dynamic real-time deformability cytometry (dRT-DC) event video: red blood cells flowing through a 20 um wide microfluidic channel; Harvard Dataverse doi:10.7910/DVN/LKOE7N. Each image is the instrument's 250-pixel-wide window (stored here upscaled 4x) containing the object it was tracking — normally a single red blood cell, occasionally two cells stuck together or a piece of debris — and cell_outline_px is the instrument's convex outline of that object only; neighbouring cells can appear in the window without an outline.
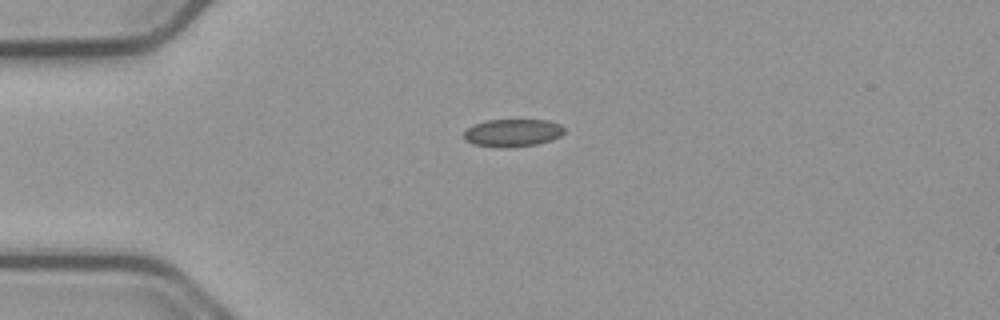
{"species": "common noctule bat (a hibernating species)", "species_latin": "Nyctalus noctula", "temperature_condition": "cold", "stored_images_in_passage": 29, "camera_frame_rate_fps": 3000, "um_per_image_px": 0.085, "animal": {"sex": "male", "body_mass_g": 23.1, "forearm_length_mm": 52.7}, "frame": {"image": 1, "passage_image": 1, "time_ms": 0.0, "image_size_px": [1000, 320], "cell_outline_px": [[564, 132], [560, 136], [552, 140], [536, 144], [508, 148], [496, 148], [472, 144], [464, 140], [464, 132], [468, 128], [476, 124], [488, 120], [548, 120], [560, 124], [564, 128]], "centroid_in_image_um": [43.57, 11.31], "position_along_channel_um": 41.4, "area_um2": 16.3}}
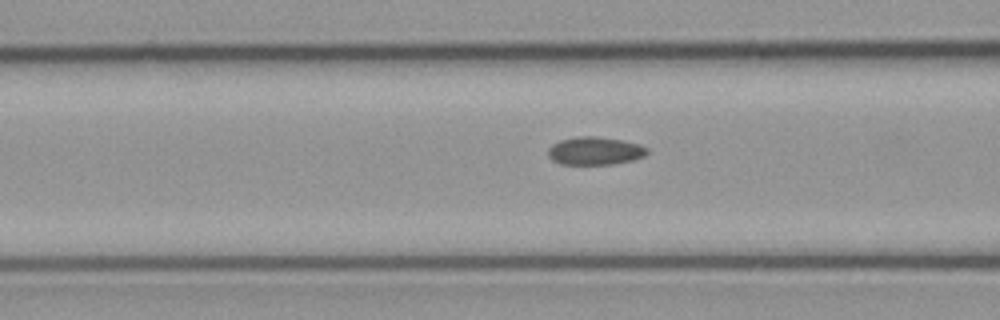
{"frame": {"image": 2, "passage_image": 9, "time_ms": 2.667, "image_size_px": [1000, 320], "cell_outline_px": [[648, 152], [644, 156], [632, 160], [612, 164], [560, 164], [552, 160], [548, 156], [548, 148], [552, 144], [560, 140], [576, 136], [596, 136], [620, 140], [640, 144], [648, 148]], "centroid_in_image_um": [50.55, 12.82], "position_along_channel_um": 116.1, "area_um2": 16.18}}
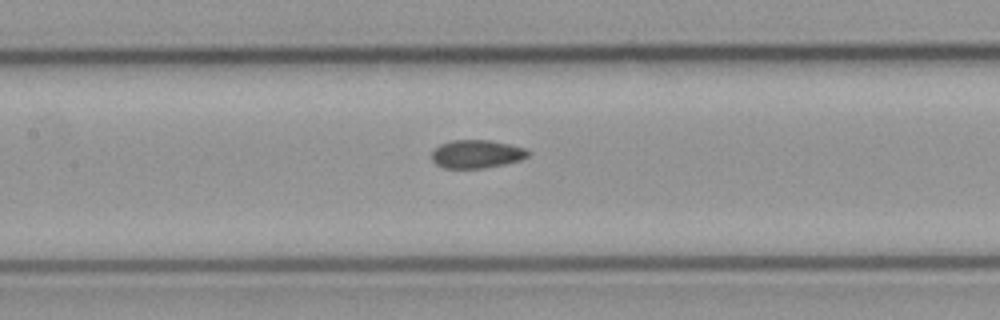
{"frame": {"image": 3, "passage_image": 13, "time_ms": 4.0, "image_size_px": [1000, 320], "cell_outline_px": [[528, 156], [520, 160], [504, 164], [484, 168], [444, 168], [436, 164], [432, 160], [432, 152], [440, 144], [452, 140], [488, 140], [508, 144], [524, 148], [528, 152]], "centroid_in_image_um": [40.48, 13.09], "position_along_channel_um": 166.9, "area_um2": 15.66}}